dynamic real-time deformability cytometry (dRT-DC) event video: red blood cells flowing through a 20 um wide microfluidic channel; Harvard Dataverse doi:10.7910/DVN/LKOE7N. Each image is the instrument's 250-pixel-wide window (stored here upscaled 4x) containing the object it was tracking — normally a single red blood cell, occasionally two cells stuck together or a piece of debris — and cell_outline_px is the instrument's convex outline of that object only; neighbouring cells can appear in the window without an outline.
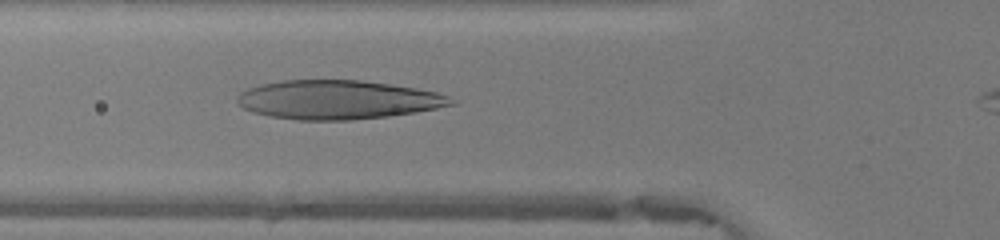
{"species": "human", "species_latin": "Homo sapiens", "temperature_condition": "warm", "stored_images_in_passage": 34, "camera_frame_rate_fps": 3000, "um_per_image_px": 0.085, "donor": {"sex": "female"}, "frame": {"image": 1, "passage_image": 7, "time_ms": 2.0, "image_size_px": [1000, 240], "cell_outline_px": [[456, 104], [436, 108], [388, 116], [348, 120], [300, 120], [272, 116], [252, 112], [244, 108], [236, 100], [236, 96], [240, 92], [248, 88], [260, 84], [284, 80], [360, 80], [388, 84], [436, 92], [448, 96]], "centroid_in_image_um": [28.65, 8.47], "position_along_channel_um": 97.1, "area_um2": 48.03}}
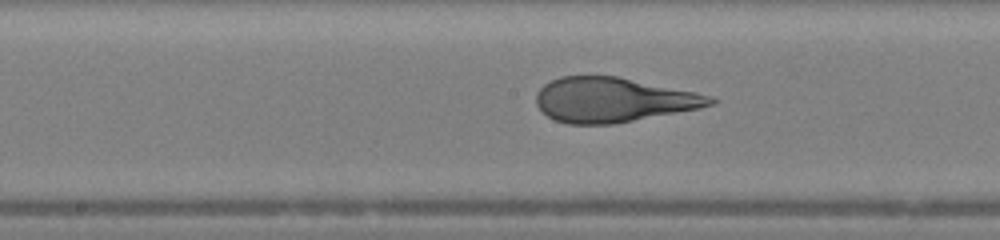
{"frame": {"image": 2, "passage_image": 14, "time_ms": 4.333, "image_size_px": [1000, 240], "cell_outline_px": [[716, 100], [712, 104], [700, 108], [612, 124], [568, 124], [556, 120], [548, 116], [536, 104], [536, 92], [544, 84], [560, 76], [616, 76], [696, 92], [708, 96]], "centroid_in_image_um": [52.07, 8.48], "position_along_channel_um": 196.1, "area_um2": 44.8}}
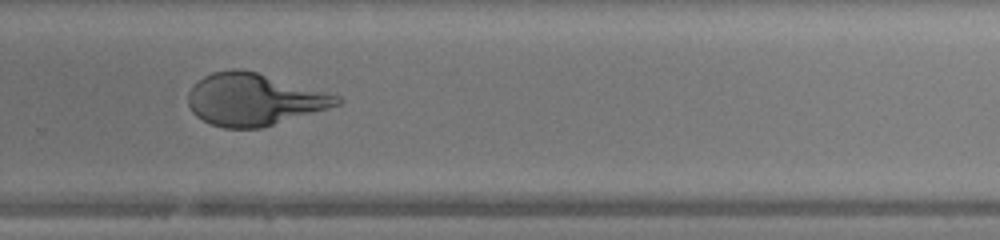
{"frame": {"image": 3, "passage_image": 22, "time_ms": 7.0, "image_size_px": [1000, 240], "cell_outline_px": [[344, 100], [340, 104], [328, 108], [260, 128], [224, 128], [212, 124], [196, 116], [192, 112], [188, 104], [188, 92], [192, 84], [204, 76], [212, 72], [236, 68], [256, 72], [328, 92], [340, 96]], "centroid_in_image_um": [21.56, 8.44], "position_along_channel_um": 308.2, "area_um2": 44.97}, "authors_computed_cell_mechanics": {"area_um2": 45.4597, "velocity_mm_per_s": 4.2176, "shape_relaxation_time_tau1_ms": 9.038, "shape_relaxation_time_tau2_ms": 0.7764, "deformation_change_tau1": 0.4198, "deformation_change_tau2": 0.0912}}